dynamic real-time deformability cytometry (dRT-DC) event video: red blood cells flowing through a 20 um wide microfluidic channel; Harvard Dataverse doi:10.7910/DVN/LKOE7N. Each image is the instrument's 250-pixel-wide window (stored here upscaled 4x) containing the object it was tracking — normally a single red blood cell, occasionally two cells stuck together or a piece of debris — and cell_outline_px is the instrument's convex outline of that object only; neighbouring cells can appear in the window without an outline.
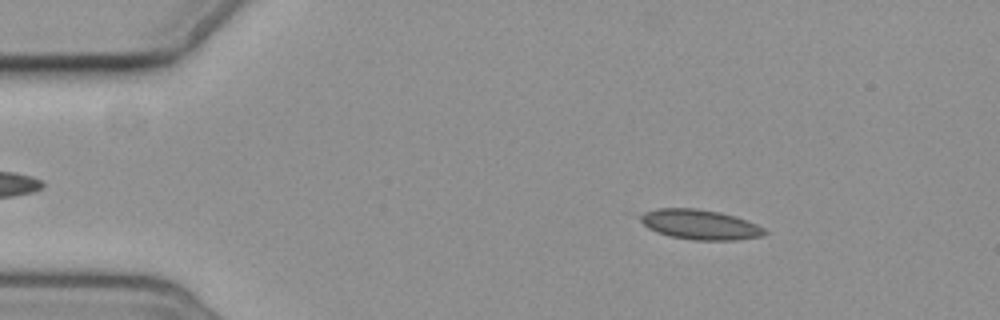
{"species": "common noctule bat (a hibernating species)", "species_latin": "Nyctalus noctula", "temperature_condition": "cold", "stored_images_in_passage": 5, "camera_frame_rate_fps": 3000, "um_per_image_px": 0.085, "animal": {"sex": "female", "body_mass_g": 19.3, "forearm_length_mm": 54.1}, "frame": {"image": 1, "passage_image": 2, "time_ms": 1.333, "image_size_px": [1000, 320], "cell_outline_px": [[768, 232], [760, 236], [736, 240], [696, 240], [672, 236], [656, 232], [648, 228], [640, 220], [640, 216], [644, 212], [656, 208], [696, 208], [720, 212], [756, 224], [764, 228]], "centroid_in_image_um": [59.47, 19.08], "position_along_channel_um": 25.5, "area_um2": 21.39}}
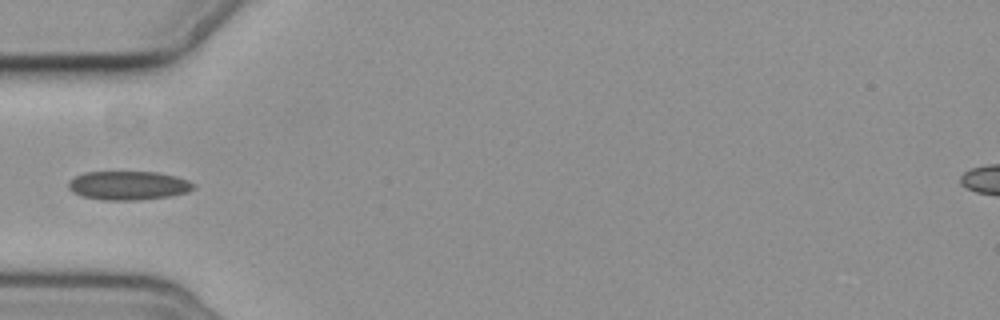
{"frame": {"image": 2, "passage_image": 5, "time_ms": 4.667, "image_size_px": [1000, 320], "cell_outline_px": [[196, 188], [188, 192], [172, 196], [140, 200], [104, 200], [84, 196], [72, 192], [68, 188], [68, 180], [84, 172], [156, 172], [176, 176], [188, 180], [196, 184]], "centroid_in_image_um": [10.94, 15.77], "position_along_channel_um": 74.1, "area_um2": 21.21}}